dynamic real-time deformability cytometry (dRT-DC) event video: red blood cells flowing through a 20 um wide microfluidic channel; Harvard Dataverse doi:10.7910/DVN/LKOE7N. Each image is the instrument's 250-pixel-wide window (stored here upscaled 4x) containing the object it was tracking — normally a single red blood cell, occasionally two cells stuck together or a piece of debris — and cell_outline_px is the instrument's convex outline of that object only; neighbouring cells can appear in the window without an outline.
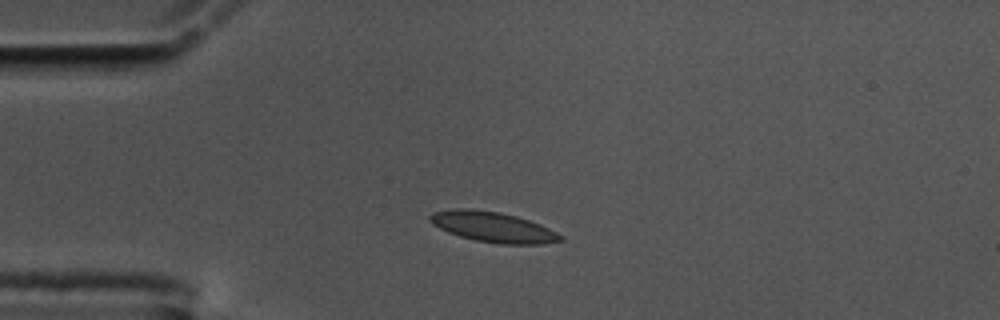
{"species": "common noctule bat (a hibernating species)", "species_latin": "Nyctalus noctula", "temperature_condition": "cold", "stored_images_in_passage": 44, "camera_frame_rate_fps": 3000, "um_per_image_px": 0.085, "animal": {"sex": "male", "body_mass_g": 17.5, "forearm_length_mm": 52.3}, "frame": {"image": 1, "passage_image": 1, "time_ms": 0.0, "image_size_px": [1000, 320], "cell_outline_px": [[564, 240], [544, 244], [500, 244], [476, 240], [460, 236], [448, 232], [432, 224], [428, 220], [428, 216], [432, 212], [452, 208], [468, 208], [500, 212], [516, 216], [540, 224], [564, 236]], "centroid_in_image_um": [41.89, 19.29], "position_along_channel_um": 43.1, "area_um2": 23.18}}
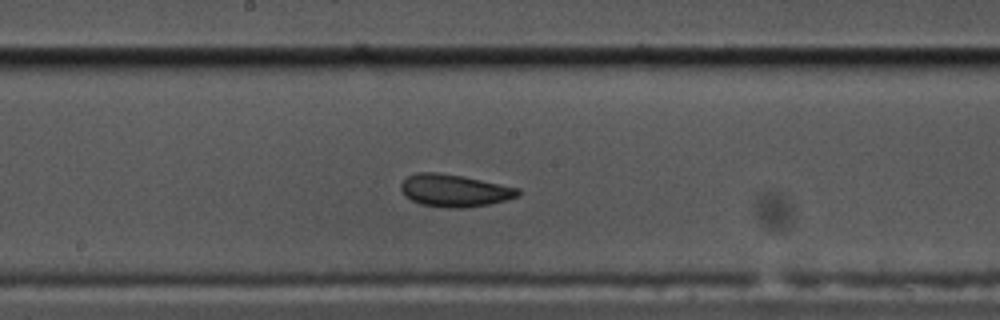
{"frame": {"image": 2, "passage_image": 17, "time_ms": 5.333, "image_size_px": [1000, 320], "cell_outline_px": [[520, 196], [492, 204], [464, 208], [452, 208], [420, 204], [404, 196], [400, 188], [400, 184], [408, 176], [420, 172], [436, 172], [464, 176], [520, 188]], "centroid_in_image_um": [38.65, 16.2], "position_along_channel_um": 209.5, "area_um2": 22.25}}
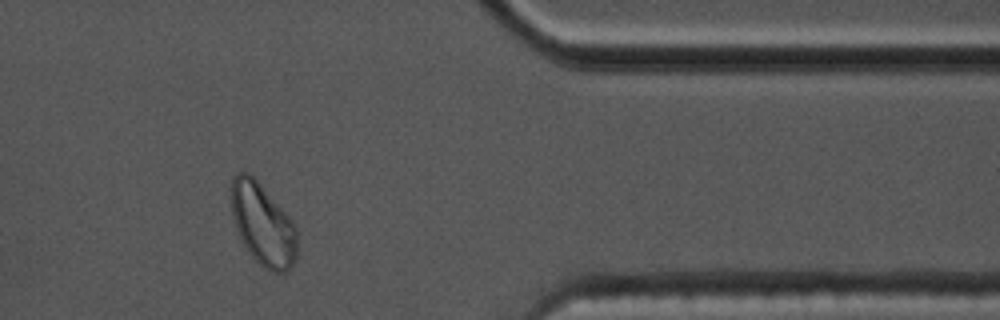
{"frame": {"image": 3, "passage_image": 34, "time_ms": 11.0, "image_size_px": [1000, 320], "cell_outline_px": [[296, 260], [292, 268], [284, 272], [272, 272], [264, 268], [248, 252], [236, 228], [232, 216], [228, 196], [232, 176], [240, 172], [248, 172], [260, 184], [292, 220], [296, 228]], "centroid_in_image_um": [22.3, 19.06], "position_along_channel_um": 389.1, "area_um2": 31.67}, "authors_computed_cell_mechanics": {"area_um2": 22.3108, "velocity_mm_per_s": 3.5254, "shape_relaxation_time_tau1_ms": 3.4145, "shape_relaxation_time_tau2_ms": 1.7497, "deformation_change_tau1": 0.0897, "deformation_change_tau2": 0.051}}